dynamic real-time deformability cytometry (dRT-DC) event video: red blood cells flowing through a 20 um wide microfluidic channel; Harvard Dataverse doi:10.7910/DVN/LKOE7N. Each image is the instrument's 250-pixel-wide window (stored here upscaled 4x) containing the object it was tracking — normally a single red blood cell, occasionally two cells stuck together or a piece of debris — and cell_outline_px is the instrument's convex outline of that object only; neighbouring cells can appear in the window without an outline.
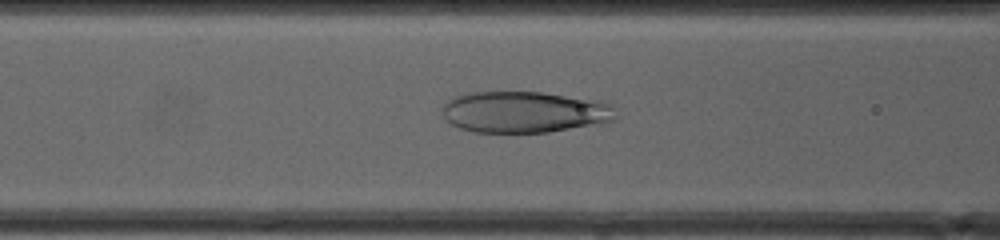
{"species": "human", "species_latin": "Homo sapiens", "temperature_condition": "cold", "stored_images_in_passage": 52, "camera_frame_rate_fps": 3000, "um_per_image_px": 0.085, "donor": {"sex": "female"}, "frame": {"image": 1, "passage_image": 24, "time_ms": 7.667, "image_size_px": [1000, 240], "cell_outline_px": [[616, 116], [612, 120], [604, 124], [548, 132], [472, 132], [460, 128], [452, 124], [444, 116], [444, 104], [448, 100], [456, 96], [472, 92], [540, 92], [600, 100], [612, 104]], "centroid_in_image_um": [44.64, 9.53], "position_along_channel_um": 122.0, "area_um2": 41.91}}
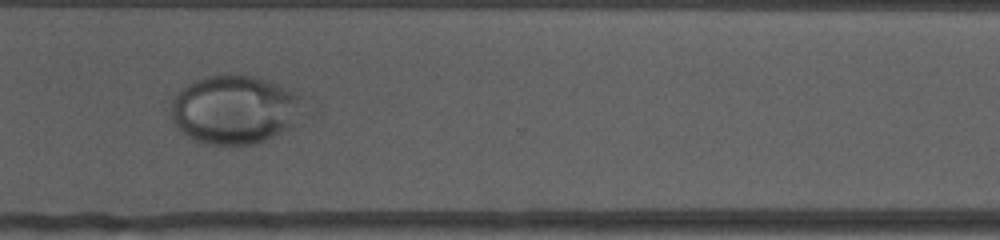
{"frame": {"image": 2, "passage_image": 41, "time_ms": 13.333, "image_size_px": [1000, 240], "cell_outline_px": [[308, 96], [296, 124], [292, 128], [256, 144], [204, 144], [192, 140], [184, 136], [168, 116], [172, 100], [180, 88], [192, 80], [204, 76], [236, 72], [256, 76], [280, 84]], "centroid_in_image_um": [19.97, 9.28], "position_along_channel_um": 350.6, "area_um2": 55.03}}
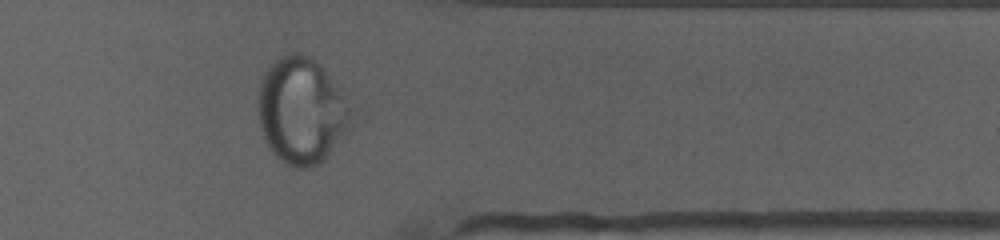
{"frame": {"image": 3, "passage_image": 44, "time_ms": 14.333, "image_size_px": [1000, 240], "cell_outline_px": [[364, 116], [324, 160], [320, 164], [312, 168], [292, 168], [284, 164], [268, 148], [260, 128], [256, 100], [260, 84], [264, 72], [280, 56], [292, 52], [300, 52], [316, 60]], "centroid_in_image_um": [25.76, 9.45], "position_along_channel_um": 385.6, "area_um2": 60.34}}